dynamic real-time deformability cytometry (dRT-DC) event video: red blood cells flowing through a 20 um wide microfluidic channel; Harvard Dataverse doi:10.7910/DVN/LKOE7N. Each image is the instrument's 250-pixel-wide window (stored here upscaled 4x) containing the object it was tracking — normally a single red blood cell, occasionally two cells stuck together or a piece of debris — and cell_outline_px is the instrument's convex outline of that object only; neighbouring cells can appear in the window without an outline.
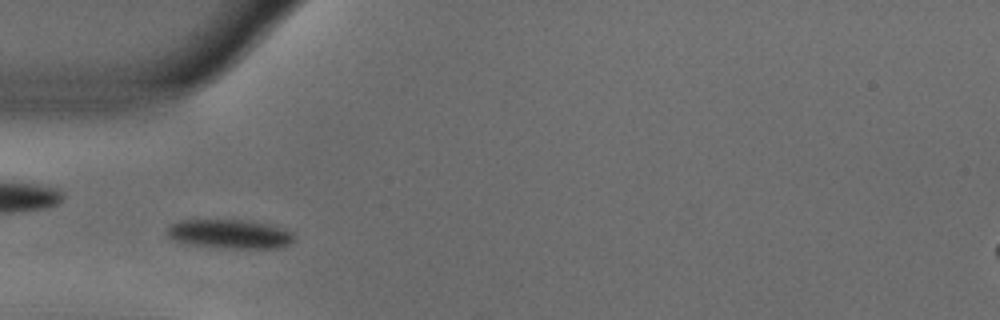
{"species": "common noctule bat (a hibernating species)", "species_latin": "Nyctalus noctula", "temperature_condition": "warm", "stored_images_in_passage": 42, "camera_frame_rate_fps": 3000, "um_per_image_px": 0.085, "animal": {"sex": "male", "body_mass_g": 18.8}, "frame": {"image": 1, "passage_image": 3, "time_ms": 0.667, "image_size_px": [1000, 320], "cell_outline_px": [[296, 240], [280, 248], [228, 248], [180, 244], [172, 240], [164, 232], [164, 228], [180, 220], [244, 220], [268, 224], [292, 232], [296, 236]], "centroid_in_image_um": [19.46, 19.9], "position_along_channel_um": 65.5, "area_um2": 21.91}}
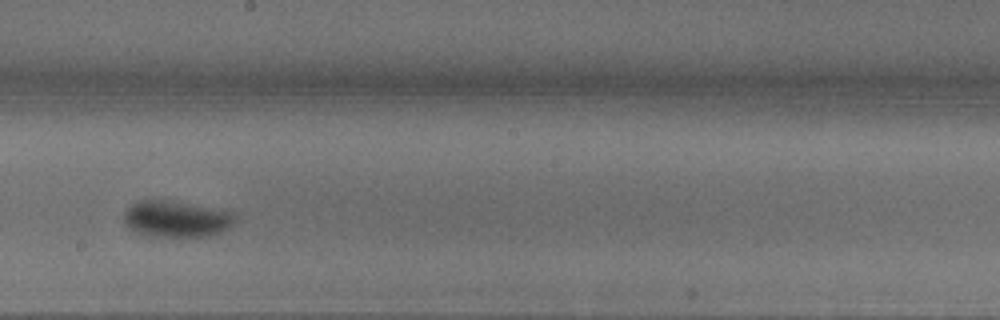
{"frame": {"image": 2, "passage_image": 17, "time_ms": 5.333, "image_size_px": [1000, 320], "cell_outline_px": [[240, 216], [228, 228], [220, 232], [208, 236], [188, 240], [172, 240], [140, 236], [132, 232], [124, 224], [124, 208], [136, 200], [168, 200], [236, 212]], "centroid_in_image_um": [14.94, 18.68], "position_along_channel_um": 233.3, "area_um2": 25.37}}
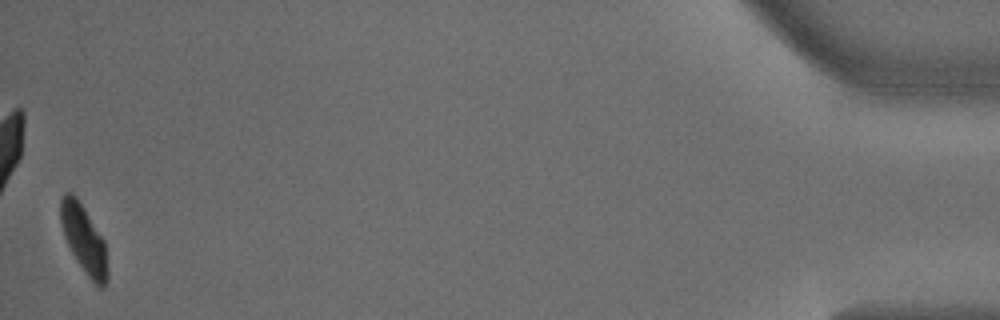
{"frame": {"image": 3, "passage_image": 41, "time_ms": 13.333, "image_size_px": [1000, 320], "cell_outline_px": [[108, 280], [104, 288], [100, 288], [88, 276], [76, 260], [64, 236], [60, 220], [60, 200], [64, 192], [72, 192], [76, 196], [84, 208], [104, 240], [108, 272]], "centroid_in_image_um": [7.13, 20.32], "position_along_channel_um": 428.1, "area_um2": 18.5}, "authors_computed_cell_mechanics": {"area_um2": 22.4553, "velocity_mm_per_s": 3.5955, "shape_relaxation_time_tau1_ms": 3.0691, "shape_relaxation_time_tau2_ms": null, "deformation_change_tau1": 0.1635, "deformation_change_tau2": null}}